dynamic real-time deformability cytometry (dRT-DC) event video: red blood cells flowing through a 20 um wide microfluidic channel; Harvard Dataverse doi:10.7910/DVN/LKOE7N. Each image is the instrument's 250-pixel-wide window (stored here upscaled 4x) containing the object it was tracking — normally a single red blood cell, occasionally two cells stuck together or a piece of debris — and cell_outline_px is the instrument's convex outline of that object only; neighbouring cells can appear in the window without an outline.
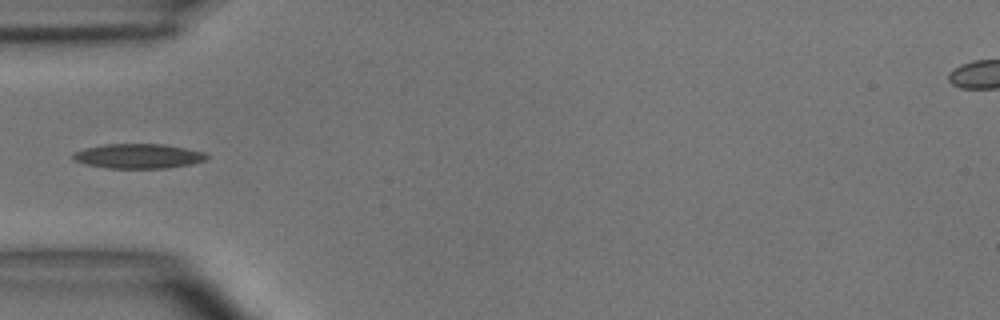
{"species": "common noctule bat (a hibernating species)", "species_latin": "Nyctalus noctula", "temperature_condition": "room temperature", "stored_images_in_passage": 4, "camera_frame_rate_fps": 3000, "um_per_image_px": 0.085, "animal": {"sex": "male", "body_mass_g": 15.6}, "frame": {"image": 1, "passage_image": 4, "time_ms": 4.333, "image_size_px": [1000, 320], "cell_outline_px": [[208, 156], [204, 160], [192, 164], [168, 168], [108, 168], [88, 164], [72, 160], [72, 156], [76, 152], [84, 148], [104, 144], [164, 144], [204, 152]], "centroid_in_image_um": [11.75, 13.27], "position_along_channel_um": 73.2, "area_um2": 19.07}}